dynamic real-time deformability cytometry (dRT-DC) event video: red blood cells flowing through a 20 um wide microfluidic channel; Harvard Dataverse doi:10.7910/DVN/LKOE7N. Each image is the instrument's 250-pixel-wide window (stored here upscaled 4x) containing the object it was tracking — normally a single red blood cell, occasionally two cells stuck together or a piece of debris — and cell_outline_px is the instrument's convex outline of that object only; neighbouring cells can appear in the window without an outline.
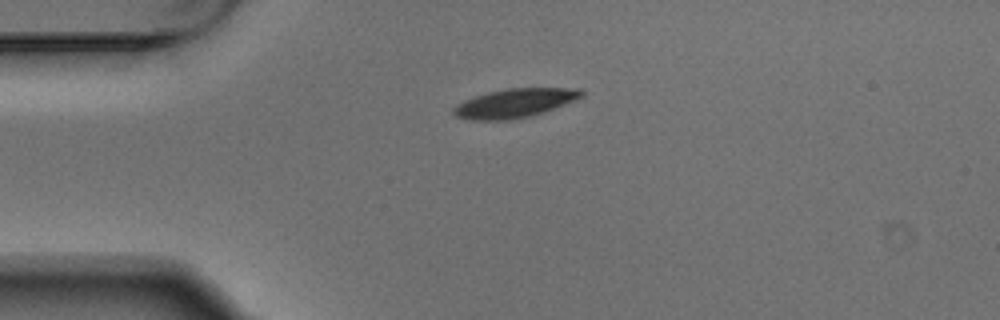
{"species": "Egyptian fruit bat (a non-hibernating species)", "species_latin": "Rousettus aegyptiacus", "temperature_condition": "warm", "stored_images_in_passage": 2, "camera_frame_rate_fps": 3000, "um_per_image_px": 0.085, "animal": {"sex": "male"}, "frame": {"image": 1, "passage_image": 1, "time_ms": 0.0, "image_size_px": [1000, 320], "cell_outline_px": [[584, 96], [544, 112], [528, 116], [508, 120], [472, 120], [456, 116], [452, 112], [452, 108], [456, 104], [464, 100], [488, 92], [508, 88], [580, 88], [584, 92]], "centroid_in_image_um": [43.74, 8.76], "position_along_channel_um": 41.3, "area_um2": 21.44}}